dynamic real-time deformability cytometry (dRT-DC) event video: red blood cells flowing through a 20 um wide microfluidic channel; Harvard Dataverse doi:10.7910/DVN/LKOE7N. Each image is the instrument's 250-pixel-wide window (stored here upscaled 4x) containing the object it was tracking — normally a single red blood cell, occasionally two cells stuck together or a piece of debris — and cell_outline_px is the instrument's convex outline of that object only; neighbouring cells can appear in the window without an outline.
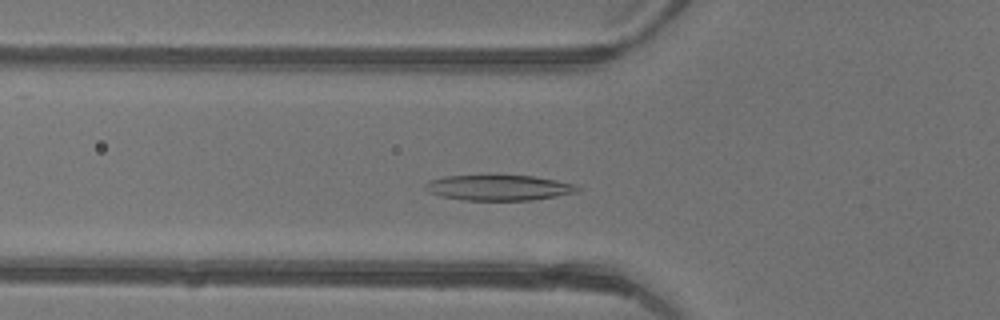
{"species": "common noctule bat (a hibernating species)", "species_latin": "Nyctalus noctula", "temperature_condition": "warm", "stored_images_in_passage": 41, "camera_frame_rate_fps": 3000, "um_per_image_px": 0.085, "animal": {"sex": "female"}, "frame": {"image": 1, "passage_image": 11, "time_ms": 3.333, "image_size_px": [1000, 320], "cell_outline_px": [[580, 192], [532, 200], [464, 200], [444, 196], [428, 192], [424, 188], [424, 184], [428, 180], [444, 176], [532, 176], [576, 184], [580, 188]], "centroid_in_image_um": [42.4, 15.96], "position_along_channel_um": 83.4, "area_um2": 22.43}}
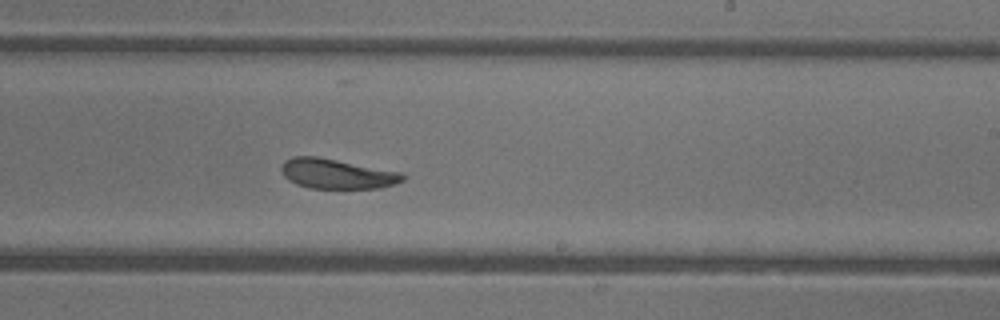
{"frame": {"image": 2, "passage_image": 23, "time_ms": 7.333, "image_size_px": [1000, 320], "cell_outline_px": [[408, 176], [404, 180], [396, 184], [380, 188], [308, 188], [296, 184], [288, 180], [280, 172], [280, 168], [284, 160], [292, 156], [316, 156], [400, 172]], "centroid_in_image_um": [28.61, 14.77], "position_along_channel_um": 260.4, "area_um2": 21.27}}
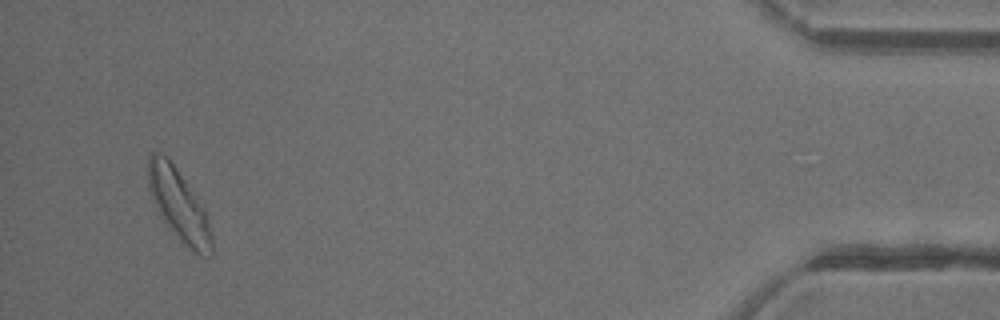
{"frame": {"image": 3, "passage_image": 39, "time_ms": 12.667, "image_size_px": [1000, 320], "cell_outline_px": [[212, 256], [200, 256], [180, 244], [160, 216], [148, 192], [148, 156], [152, 152], [160, 152], [172, 164], [204, 204], [212, 232]], "centroid_in_image_um": [15.22, 17.5], "position_along_channel_um": 420.0, "area_um2": 27.17}, "authors_computed_cell_mechanics": {"area_um2": 23.3512, "velocity_mm_per_s": 4.4164, "shape_relaxation_time_tau1_ms": 3.1132, "shape_relaxation_time_tau2_ms": 2.4772, "deformation_change_tau1": 0.1475, "deformation_change_tau2": 0.0995}}